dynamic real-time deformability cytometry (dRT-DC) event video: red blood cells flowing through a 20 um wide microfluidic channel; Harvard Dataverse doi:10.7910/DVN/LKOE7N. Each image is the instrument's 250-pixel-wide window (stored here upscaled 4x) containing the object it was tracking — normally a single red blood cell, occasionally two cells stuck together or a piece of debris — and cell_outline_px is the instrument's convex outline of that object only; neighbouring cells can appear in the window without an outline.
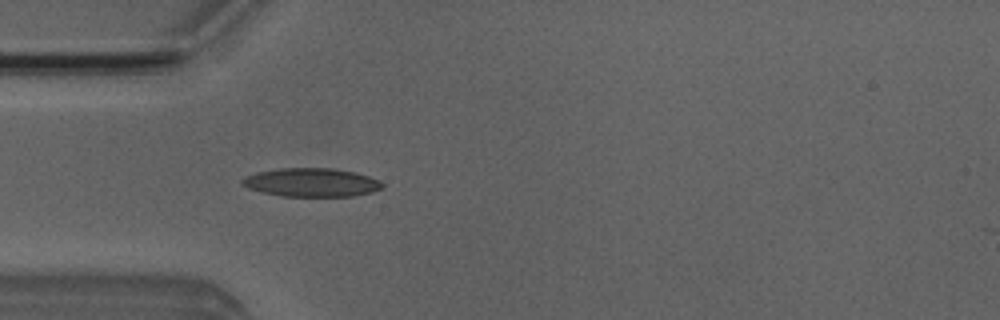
{"species": "Egyptian fruit bat (a non-hibernating species)", "species_latin": "Rousettus aegyptiacus", "temperature_condition": "room temperature", "stored_images_in_passage": 4, "camera_frame_rate_fps": 3000, "um_per_image_px": 0.085, "animal": {"sex": "male"}, "frame": {"image": 1, "passage_image": 4, "time_ms": 3.333, "image_size_px": [1000, 320], "cell_outline_px": [[384, 188], [372, 192], [352, 196], [280, 196], [260, 192], [248, 188], [240, 184], [240, 180], [256, 172], [280, 168], [332, 168], [356, 172], [380, 180], [384, 184]], "centroid_in_image_um": [26.48, 15.51], "position_along_channel_um": 58.5, "area_um2": 23.52}}